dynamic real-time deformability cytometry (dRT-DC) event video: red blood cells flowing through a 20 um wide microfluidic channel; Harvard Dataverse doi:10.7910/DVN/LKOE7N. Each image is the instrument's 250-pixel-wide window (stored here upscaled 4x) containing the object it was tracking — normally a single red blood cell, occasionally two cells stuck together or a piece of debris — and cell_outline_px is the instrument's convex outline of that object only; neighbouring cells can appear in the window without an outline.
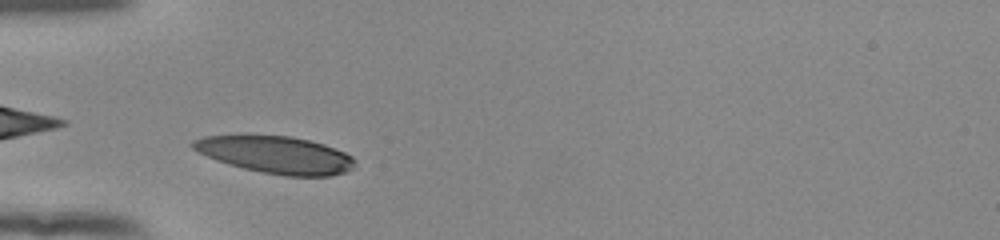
{"species": "human", "species_latin": "Homo sapiens", "temperature_condition": "room temperature", "stored_images_in_passage": 37, "camera_frame_rate_fps": 3000, "um_per_image_px": 0.085, "donor": {"sex": "female"}, "frame": {"image": 1, "passage_image": 4, "time_ms": 1.0, "image_size_px": [1000, 240], "cell_outline_px": [[356, 164], [352, 168], [344, 172], [332, 176], [284, 176], [244, 168], [228, 164], [216, 160], [192, 148], [188, 144], [192, 140], [204, 136], [240, 132], [244, 132], [292, 136], [324, 144], [344, 152], [352, 156], [356, 160]], "centroid_in_image_um": [23.37, 13.1], "position_along_channel_um": 61.6, "area_um2": 36.18}}
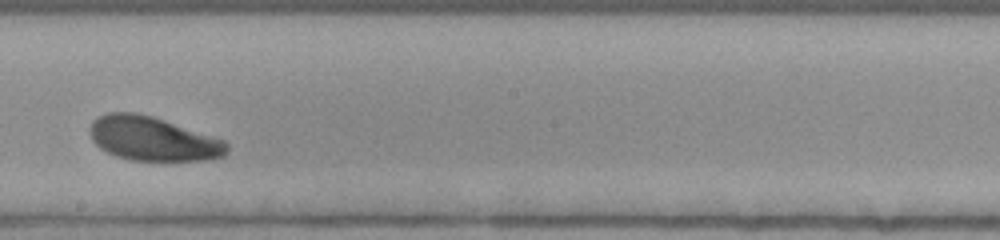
{"frame": {"image": 2, "passage_image": 18, "time_ms": 5.667, "image_size_px": [1000, 240], "cell_outline_px": [[228, 152], [224, 156], [208, 160], [132, 160], [116, 156], [100, 148], [92, 140], [88, 128], [92, 120], [108, 112], [136, 112], [152, 116], [224, 140], [228, 144]], "centroid_in_image_um": [12.97, 11.79], "position_along_channel_um": 235.2, "area_um2": 35.08}}
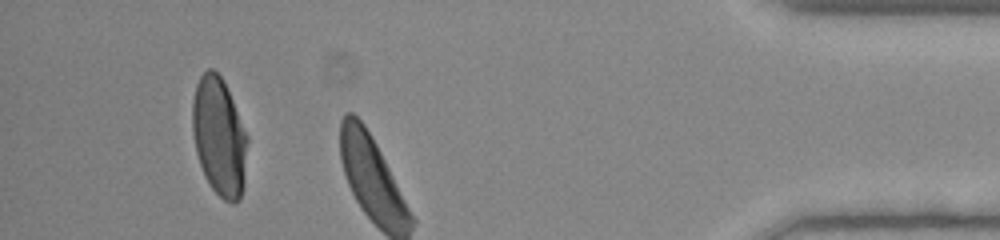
{"frame": {"image": 3, "passage_image": 34, "time_ms": 11.0, "image_size_px": [1000, 240], "cell_outline_px": [[248, 140], [244, 184], [240, 200], [232, 204], [224, 200], [212, 188], [204, 176], [196, 152], [192, 132], [192, 100], [196, 84], [200, 76], [208, 68], [212, 68], [220, 76], [232, 100], [248, 136]], "centroid_in_image_um": [18.63, 11.65], "position_along_channel_um": 416.6, "area_um2": 37.97}, "authors_computed_cell_mechanics": {"area_um2": 36.1828, "velocity_mm_per_s": 3.8406, "shape_relaxation_time_tau1_ms": 3.123, "shape_relaxation_time_tau2_ms": null, "deformation_change_tau1": 0.1472, "deformation_change_tau2": null}}